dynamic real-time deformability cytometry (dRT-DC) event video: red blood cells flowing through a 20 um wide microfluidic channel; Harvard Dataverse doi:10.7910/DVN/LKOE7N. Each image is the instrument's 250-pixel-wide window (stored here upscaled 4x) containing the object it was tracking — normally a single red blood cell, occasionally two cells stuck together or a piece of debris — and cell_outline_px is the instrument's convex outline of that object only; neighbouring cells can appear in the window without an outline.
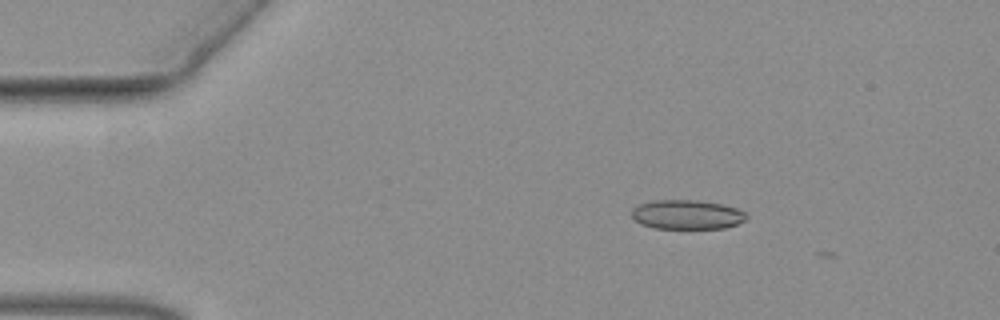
{"species": "common noctule bat (a hibernating species)", "species_latin": "Nyctalus noctula", "temperature_condition": "warm", "stored_images_in_passage": 2, "camera_frame_rate_fps": 3000, "um_per_image_px": 0.085, "animal": {"sex": "female", "body_mass_g": 19.3, "forearm_length_mm": 54.1}, "frame": {"image": 1, "passage_image": 1, "time_ms": 0.0, "image_size_px": [1000, 320], "cell_outline_px": [[748, 216], [744, 220], [736, 224], [724, 228], [656, 228], [640, 224], [632, 216], [632, 208], [640, 204], [652, 200], [696, 200], [720, 204], [736, 208], [744, 212]], "centroid_in_image_um": [58.37, 18.23], "position_along_channel_um": 26.6, "area_um2": 19.42}}